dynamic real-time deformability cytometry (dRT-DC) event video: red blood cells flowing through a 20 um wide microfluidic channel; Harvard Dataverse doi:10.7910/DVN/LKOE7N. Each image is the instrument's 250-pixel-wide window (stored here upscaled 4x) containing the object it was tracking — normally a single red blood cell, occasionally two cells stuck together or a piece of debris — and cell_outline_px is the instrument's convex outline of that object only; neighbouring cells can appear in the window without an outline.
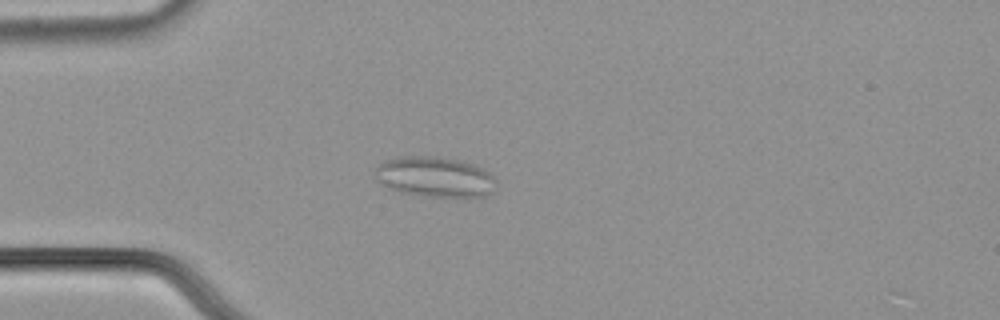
{"species": "common noctule bat (a hibernating species)", "species_latin": "Nyctalus noctula", "temperature_condition": "cold", "stored_images_in_passage": 58, "camera_frame_rate_fps": 3000, "um_per_image_px": 0.085, "animal": {"sex": "male", "body_mass_g": 21.5, "forearm_length_mm": 52.0}, "frame": {"image": 1, "passage_image": 17, "time_ms": 5.333, "image_size_px": [1000, 320], "cell_outline_px": [[496, 180], [492, 192], [484, 196], [464, 200], [424, 196], [400, 192], [388, 188], [376, 180], [376, 168], [380, 164], [392, 156], [432, 156], [460, 160], [472, 164], [488, 172]], "centroid_in_image_um": [36.97, 15.08], "position_along_channel_um": 48.0, "area_um2": 29.13}}
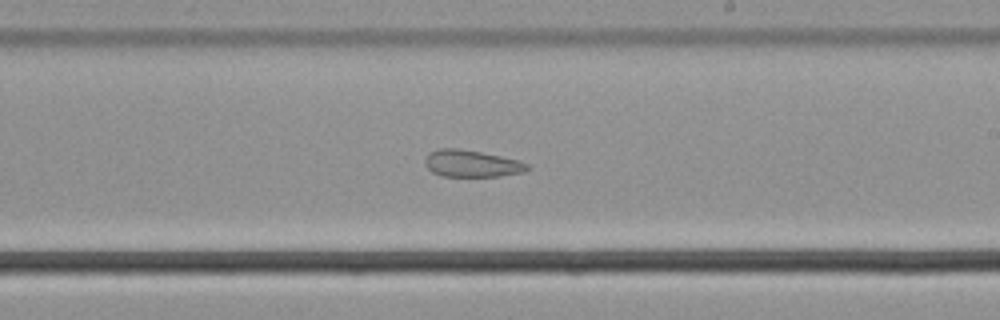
{"frame": {"image": 2, "passage_image": 35, "time_ms": 11.333, "image_size_px": [1000, 320], "cell_outline_px": [[532, 168], [524, 172], [500, 176], [444, 176], [432, 172], [424, 164], [424, 160], [428, 152], [440, 148], [456, 148], [480, 152], [520, 160], [528, 164]], "centroid_in_image_um": [40.1, 13.9], "position_along_channel_um": 248.9, "area_um2": 16.13}}
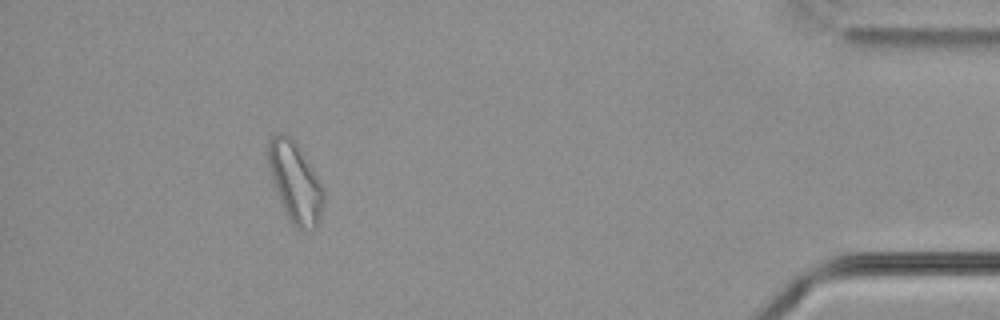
{"frame": {"image": 3, "passage_image": 53, "time_ms": 17.333, "image_size_px": [1000, 320], "cell_outline_px": [[324, 204], [320, 220], [316, 228], [304, 232], [296, 228], [288, 220], [272, 180], [268, 168], [268, 144], [272, 136], [280, 132], [284, 132], [292, 140], [324, 188]], "centroid_in_image_um": [25.09, 15.59], "position_along_channel_um": 410.1, "area_um2": 25.55}, "authors_computed_cell_mechanics": {"area_um2": 23.5246, "velocity_mm_per_s": 3.6512, "shape_relaxation_time_tau1_ms": null, "shape_relaxation_time_tau2_ms": 2.4978, "deformation_change_tau1": null, "deformation_change_tau2": 0.0897}}